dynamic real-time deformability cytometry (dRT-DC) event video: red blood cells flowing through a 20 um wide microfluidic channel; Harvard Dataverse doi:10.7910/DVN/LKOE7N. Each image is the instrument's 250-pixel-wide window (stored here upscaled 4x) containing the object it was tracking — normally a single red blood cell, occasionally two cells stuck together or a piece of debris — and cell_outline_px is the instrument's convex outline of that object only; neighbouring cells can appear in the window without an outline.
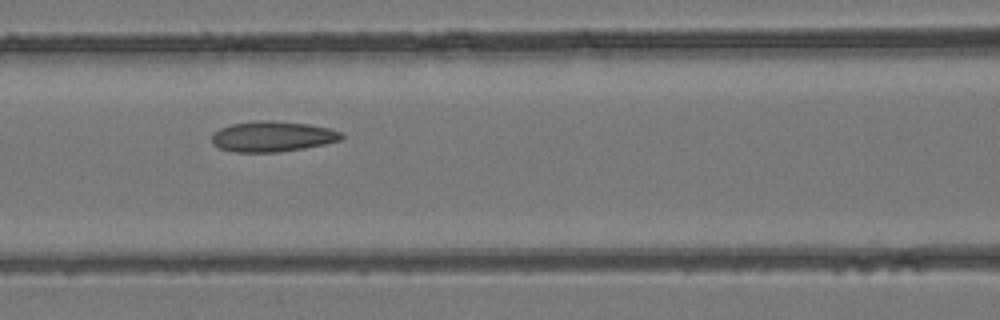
{"species": "common noctule bat (a hibernating species)", "species_latin": "Nyctalus noctula", "temperature_condition": "room temperature", "stored_images_in_passage": 4, "camera_frame_rate_fps": 3000, "um_per_image_px": 0.085, "animal": {"sex": "female", "body_mass_g": 24.6, "forearm_length_mm": 56.2}, "frame": {"image": 1, "passage_image": 4, "time_ms": 1.0, "image_size_px": [1000, 320], "cell_outline_px": [[344, 136], [340, 140], [324, 144], [304, 148], [276, 152], [232, 152], [220, 148], [212, 144], [212, 132], [220, 128], [232, 124], [260, 120], [268, 120], [308, 124], [328, 128], [340, 132]], "centroid_in_image_um": [23.12, 11.6], "position_along_channel_um": 143.5, "area_um2": 22.95}}